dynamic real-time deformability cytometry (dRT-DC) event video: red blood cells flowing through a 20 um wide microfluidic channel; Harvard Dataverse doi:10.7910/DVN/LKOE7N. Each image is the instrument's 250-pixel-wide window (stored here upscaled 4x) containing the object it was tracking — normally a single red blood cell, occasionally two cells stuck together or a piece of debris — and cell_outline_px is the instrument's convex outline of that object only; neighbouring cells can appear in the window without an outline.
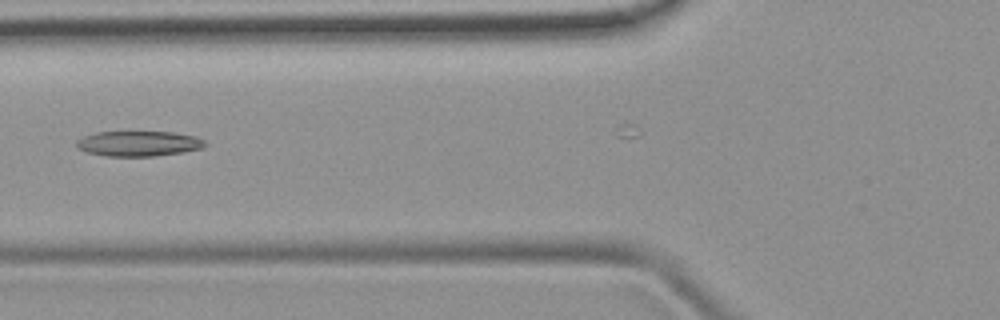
{"species": "common noctule bat (a hibernating species)", "species_latin": "Nyctalus noctula", "temperature_condition": "room temperature", "stored_images_in_passage": 19, "camera_frame_rate_fps": 3000, "um_per_image_px": 0.085, "animal": {"sex": "female", "body_mass_g": 19.9}, "frame": {"image": 1, "passage_image": 4, "time_ms": 1.0, "image_size_px": [1000, 320], "cell_outline_px": [[208, 144], [200, 148], [184, 152], [152, 156], [108, 156], [88, 152], [76, 148], [76, 140], [84, 136], [96, 132], [172, 132], [196, 136], [204, 140]], "centroid_in_image_um": [11.78, 12.2], "position_along_channel_um": 114.0, "area_um2": 18.84}}